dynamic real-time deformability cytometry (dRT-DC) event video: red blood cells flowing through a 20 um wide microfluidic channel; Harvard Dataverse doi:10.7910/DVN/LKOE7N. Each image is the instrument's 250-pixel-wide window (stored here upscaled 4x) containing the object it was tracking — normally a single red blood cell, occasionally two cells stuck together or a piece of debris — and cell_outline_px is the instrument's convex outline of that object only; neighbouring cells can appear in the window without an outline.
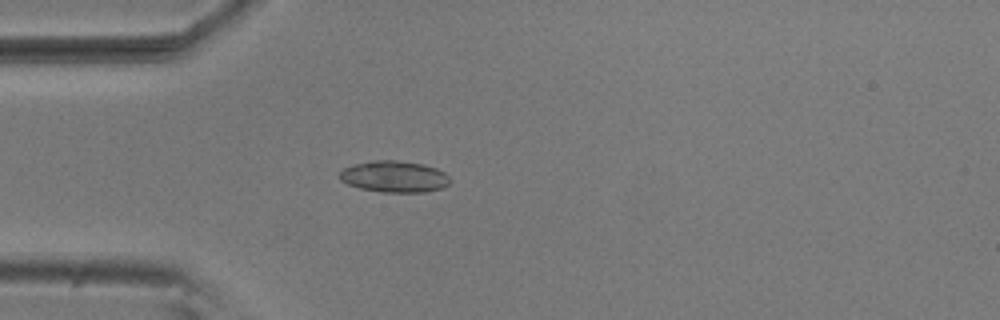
{"species": "common noctule bat (a hibernating species)", "species_latin": "Nyctalus noctula", "temperature_condition": "room temperature", "stored_images_in_passage": 40, "camera_frame_rate_fps": 3000, "um_per_image_px": 0.085, "animal": {"sex": "male", "body_mass_g": 20.5, "forearm_length_mm": 52.5}, "frame": {"image": 1, "passage_image": 5, "time_ms": 1.333, "image_size_px": [1000, 320], "cell_outline_px": [[452, 180], [448, 184], [440, 188], [424, 192], [380, 192], [360, 188], [348, 184], [340, 180], [336, 176], [344, 168], [352, 164], [372, 160], [396, 160], [424, 164], [436, 168], [444, 172]], "centroid_in_image_um": [33.48, 15.0], "position_along_channel_um": 51.5, "area_um2": 20.4}}
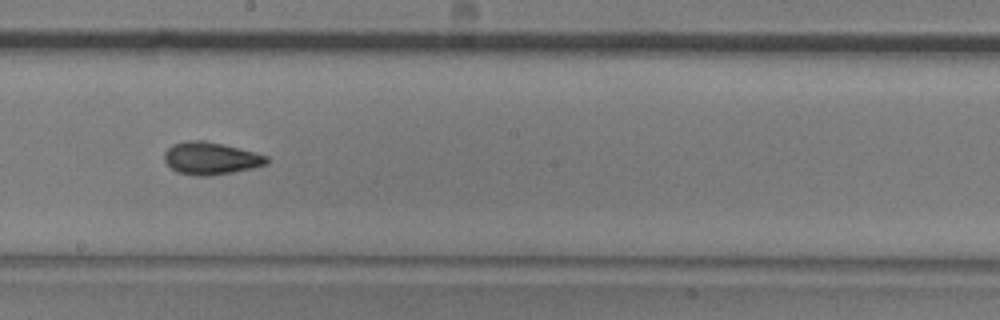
{"frame": {"image": 2, "passage_image": 20, "time_ms": 6.333, "image_size_px": [1000, 320], "cell_outline_px": [[268, 164], [252, 168], [232, 172], [208, 176], [196, 176], [176, 172], [164, 160], [164, 152], [172, 144], [188, 140], [204, 140], [268, 156]], "centroid_in_image_um": [17.87, 13.46], "position_along_channel_um": 230.3, "area_um2": 19.13}}
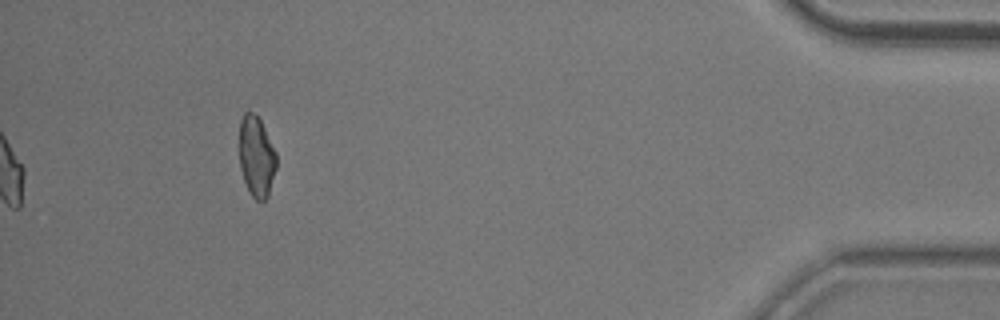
{"frame": {"image": 3, "passage_image": 40, "time_ms": 13.0, "image_size_px": [1000, 320], "cell_outline_px": [[276, 168], [268, 196], [264, 200], [256, 200], [252, 196], [244, 180], [240, 168], [240, 120], [244, 112], [248, 108], [260, 120], [276, 152]], "centroid_in_image_um": [21.79, 13.28], "position_along_channel_um": 413.4, "area_um2": 17.28}, "authors_computed_cell_mechanics": {"area_um2": 18.8139, "velocity_mm_per_s": 3.7191, "shape_relaxation_time_tau1_ms": 5.6834, "shape_relaxation_time_tau2_ms": 2.2911, "deformation_change_tau1": 0.1259, "deformation_change_tau2": 0.0685}}